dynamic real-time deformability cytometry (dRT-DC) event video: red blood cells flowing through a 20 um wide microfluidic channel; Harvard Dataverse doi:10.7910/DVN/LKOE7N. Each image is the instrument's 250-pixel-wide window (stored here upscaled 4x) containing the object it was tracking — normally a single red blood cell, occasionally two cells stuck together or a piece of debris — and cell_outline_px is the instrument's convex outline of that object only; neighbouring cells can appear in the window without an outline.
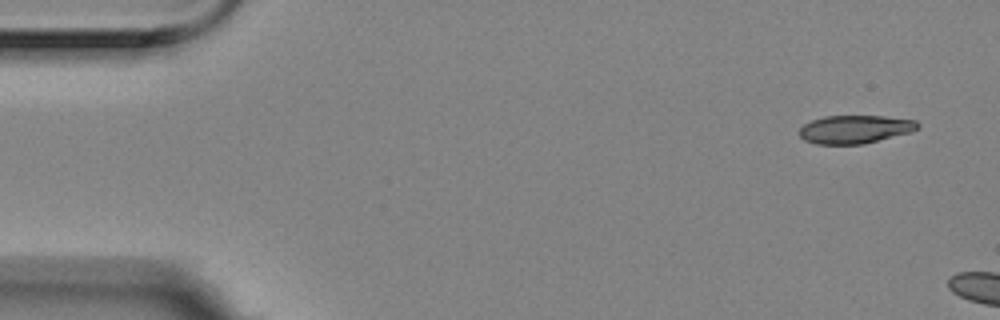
{"species": "Egyptian fruit bat (a non-hibernating species)", "species_latin": "Rousettus aegyptiacus", "temperature_condition": "room temperature", "stored_images_in_passage": 3, "camera_frame_rate_fps": 3000, "um_per_image_px": 0.085, "animal": {"sex": "female"}, "frame": {"image": 1, "passage_image": 1, "time_ms": 0.0, "image_size_px": [1000, 320], "cell_outline_px": [[920, 128], [912, 132], [864, 144], [816, 144], [804, 140], [796, 132], [804, 124], [812, 120], [824, 116], [884, 116], [916, 120], [920, 124]], "centroid_in_image_um": [72.68, 10.99], "position_along_channel_um": 12.3, "area_um2": 19.71}}